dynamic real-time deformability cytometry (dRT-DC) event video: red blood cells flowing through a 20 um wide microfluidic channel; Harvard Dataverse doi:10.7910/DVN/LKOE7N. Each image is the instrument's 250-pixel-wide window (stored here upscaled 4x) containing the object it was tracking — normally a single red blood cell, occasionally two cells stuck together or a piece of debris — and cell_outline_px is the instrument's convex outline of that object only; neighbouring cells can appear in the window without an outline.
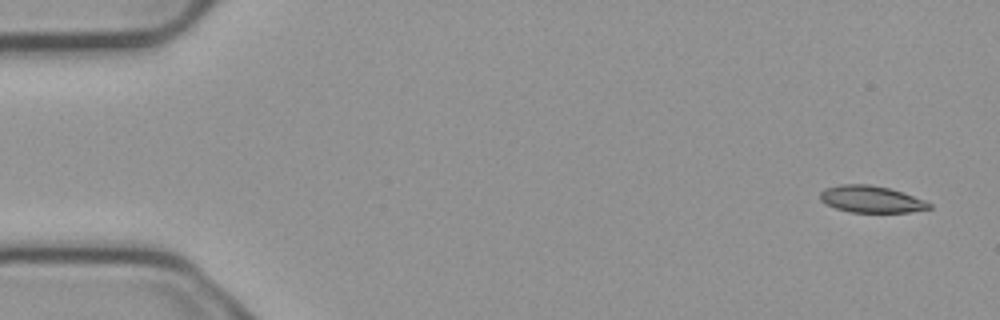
{"species": "common noctule bat (a hibernating species)", "species_latin": "Nyctalus noctula", "temperature_condition": "cold", "stored_images_in_passage": 5, "camera_frame_rate_fps": 3000, "um_per_image_px": 0.085, "animal": {"sex": "male", "body_mass_g": 23.1, "forearm_length_mm": 52.7}, "frame": {"image": 1, "passage_image": 1, "time_ms": 0.0, "image_size_px": [1000, 320], "cell_outline_px": [[932, 208], [908, 212], [852, 212], [836, 208], [820, 200], [820, 192], [824, 188], [840, 184], [868, 184], [888, 188], [924, 200], [932, 204]], "centroid_in_image_um": [74.03, 16.93], "position_along_channel_um": 11.0, "area_um2": 16.82}}
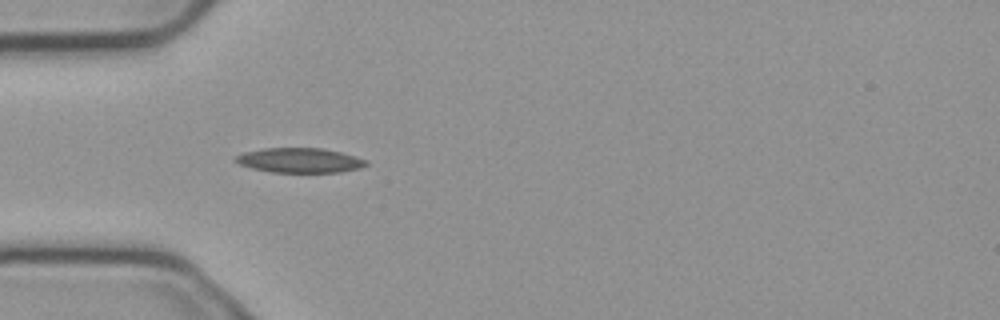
{"frame": {"image": 2, "passage_image": 5, "time_ms": 1.333, "image_size_px": [1000, 320], "cell_outline_px": [[368, 164], [360, 168], [340, 172], [272, 172], [252, 168], [240, 164], [232, 160], [236, 156], [244, 152], [264, 148], [320, 148], [340, 152], [356, 156], [368, 160]], "centroid_in_image_um": [25.48, 13.63], "position_along_channel_um": 59.5, "area_um2": 18.79}}